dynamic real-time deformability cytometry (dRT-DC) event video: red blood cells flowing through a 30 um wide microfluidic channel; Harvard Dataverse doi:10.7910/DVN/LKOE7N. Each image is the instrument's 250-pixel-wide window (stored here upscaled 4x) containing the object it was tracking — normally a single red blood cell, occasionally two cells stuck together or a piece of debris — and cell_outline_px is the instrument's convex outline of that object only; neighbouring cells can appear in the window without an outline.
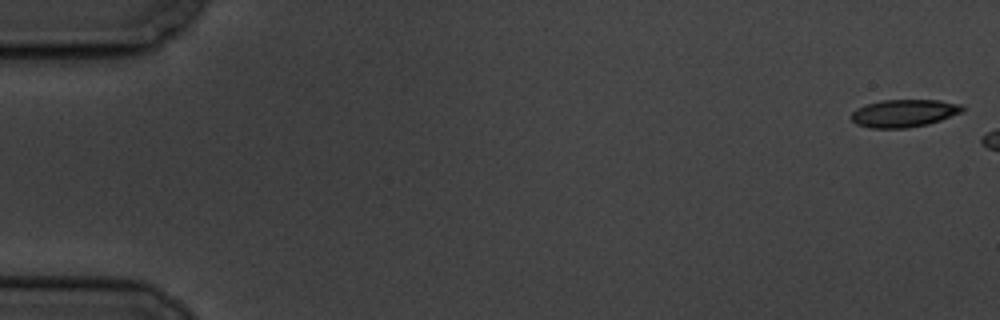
{"species": "common noctule bat (a hibernating species)", "species_latin": "Nyctalus noctula", "temperature_condition": "cold", "stored_images_in_passage": 3, "camera_frame_rate_fps": 3000, "um_per_image_px": 0.085, "animal": {"sex": "male", "body_mass_g": 19.5, "forearm_length_mm": 54.6}, "frame": {"image": 1, "passage_image": 1, "time_ms": 0.0, "image_size_px": [1000, 320], "cell_outline_px": [[964, 108], [960, 112], [940, 120], [928, 124], [908, 128], [868, 128], [856, 124], [852, 120], [852, 112], [856, 108], [880, 100], [940, 100], [960, 104]], "centroid_in_image_um": [76.8, 9.63], "position_along_channel_um": 8.2, "area_um2": 17.8}}